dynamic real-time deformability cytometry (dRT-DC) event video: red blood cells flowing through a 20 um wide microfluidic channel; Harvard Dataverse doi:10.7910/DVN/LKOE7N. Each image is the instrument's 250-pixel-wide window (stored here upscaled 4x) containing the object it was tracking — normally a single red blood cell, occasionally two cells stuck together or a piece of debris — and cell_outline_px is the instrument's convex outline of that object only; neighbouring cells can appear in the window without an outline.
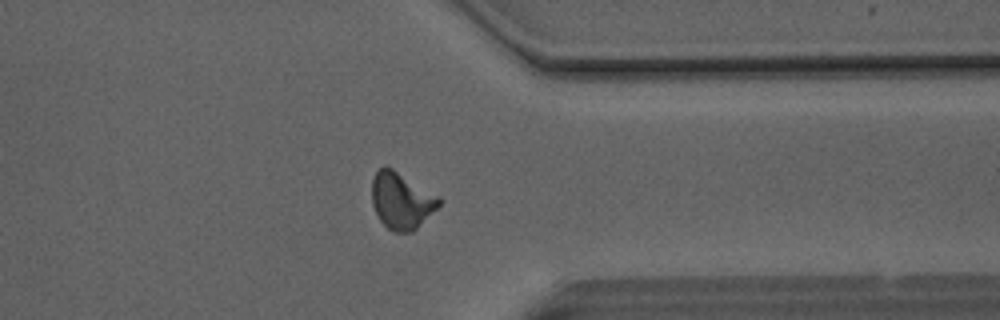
{"species": "Egyptian fruit bat (a non-hibernating species)", "species_latin": "Rousettus aegyptiacus", "temperature_condition": "room temperature", "stored_images_in_passage": 51, "segment_of_instrument_passage": [1, 2], "camera_frame_rate_fps": 3000, "um_per_image_px": 0.085, "animal": {"sex": "male"}, "frame": {"image": 1, "passage_image": 39, "time_ms": 12.667, "image_size_px": [1000, 320], "cell_outline_px": [[440, 204], [412, 232], [392, 232], [380, 220], [372, 204], [372, 180], [376, 172], [384, 164], [392, 168], [440, 196]], "centroid_in_image_um": [34.1, 17.03], "position_along_channel_um": 377.3, "area_um2": 21.96}}
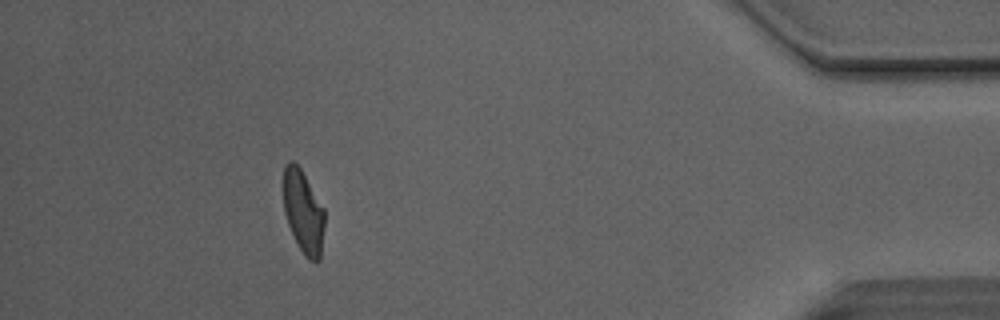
{"frame": {"image": 2, "passage_image": 45, "time_ms": 14.667, "image_size_px": [1000, 320], "cell_outline_px": [[324, 228], [320, 260], [308, 260], [304, 256], [288, 224], [284, 212], [284, 168], [292, 160], [300, 168], [324, 208]], "centroid_in_image_um": [25.79, 18.03], "position_along_channel_um": 409.4, "area_um2": 19.54}}